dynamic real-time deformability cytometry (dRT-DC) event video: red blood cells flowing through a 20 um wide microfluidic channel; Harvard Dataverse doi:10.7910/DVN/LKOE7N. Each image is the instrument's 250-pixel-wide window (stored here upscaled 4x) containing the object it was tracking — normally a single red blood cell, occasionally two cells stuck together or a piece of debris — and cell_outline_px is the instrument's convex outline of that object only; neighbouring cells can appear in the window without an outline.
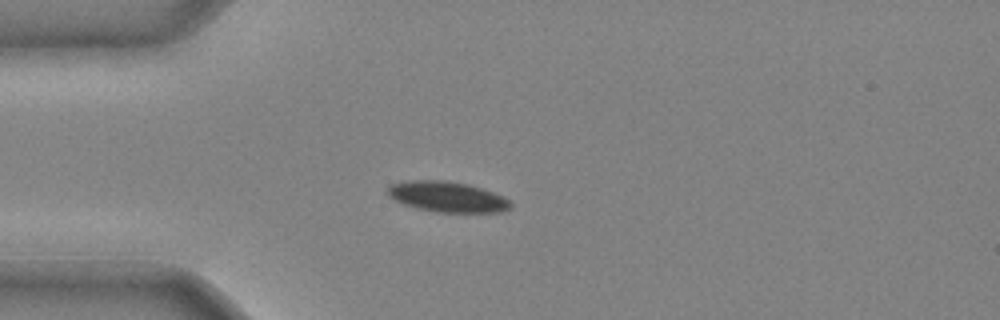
{"species": "common noctule bat (a hibernating species)", "species_latin": "Nyctalus noctula", "temperature_condition": "cold", "stored_images_in_passage": 32, "camera_frame_rate_fps": 3000, "um_per_image_px": 0.085, "animal": {"sex": "male", "body_mass_g": 20.4}, "frame": {"image": 1, "passage_image": 1, "time_ms": 0.0, "image_size_px": [1000, 320], "cell_outline_px": [[512, 208], [500, 212], [436, 212], [416, 208], [404, 204], [388, 196], [388, 188], [392, 184], [408, 180], [444, 180], [468, 184], [504, 196], [512, 200]], "centroid_in_image_um": [38.06, 16.73], "position_along_channel_um": 46.9, "area_um2": 21.91}}
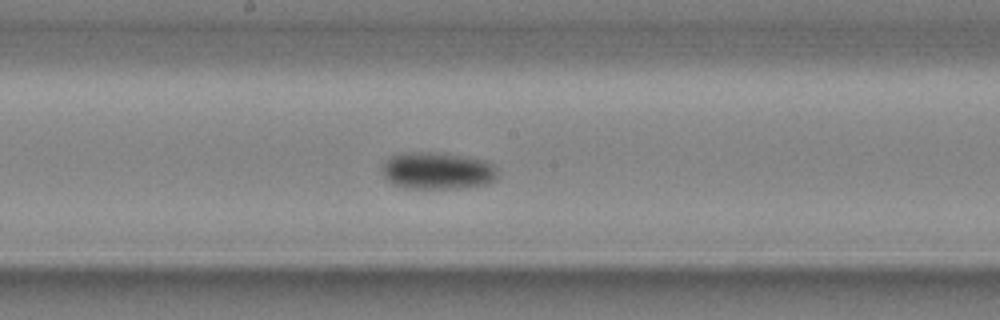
{"frame": {"image": 2, "passage_image": 13, "time_ms": 4.0, "image_size_px": [1000, 320], "cell_outline_px": [[496, 180], [488, 184], [464, 188], [404, 188], [392, 184], [384, 176], [384, 164], [392, 156], [400, 152], [436, 152], [464, 156], [484, 160], [492, 164], [496, 172]], "centroid_in_image_um": [37.2, 14.52], "position_along_channel_um": 211.0, "area_um2": 24.91}}
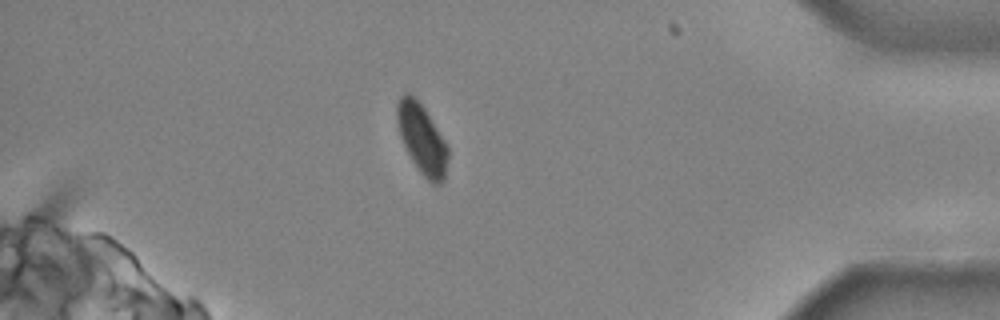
{"frame": {"image": 3, "passage_image": 28, "time_ms": 9.0, "image_size_px": [1000, 320], "cell_outline_px": [[448, 160], [444, 180], [440, 184], [432, 184], [420, 172], [412, 160], [400, 136], [396, 120], [396, 104], [400, 96], [404, 92], [408, 92], [424, 108], [444, 140], [448, 148]], "centroid_in_image_um": [35.85, 11.81], "position_along_channel_um": 399.3, "area_um2": 20.46}}